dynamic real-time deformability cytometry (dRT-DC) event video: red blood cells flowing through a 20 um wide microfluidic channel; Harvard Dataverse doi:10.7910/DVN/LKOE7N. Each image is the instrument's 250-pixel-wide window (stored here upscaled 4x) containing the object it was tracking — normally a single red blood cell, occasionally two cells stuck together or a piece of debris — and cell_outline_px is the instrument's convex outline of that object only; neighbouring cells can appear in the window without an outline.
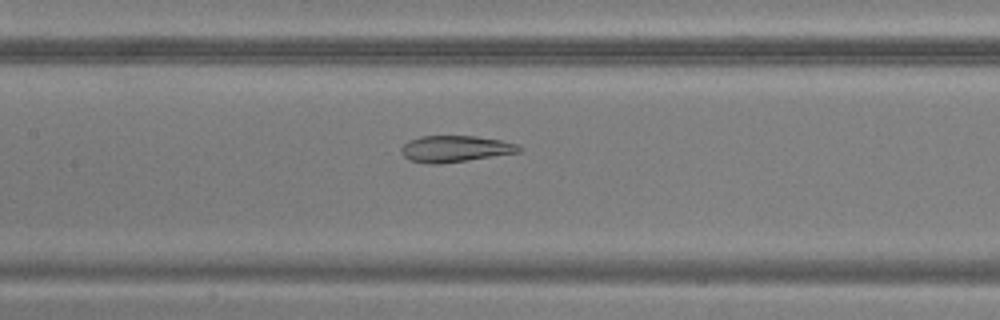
{"species": "common noctule bat (a hibernating species)", "species_latin": "Nyctalus noctula", "temperature_condition": "warm", "stored_images_in_passage": 49, "camera_frame_rate_fps": 3000, "um_per_image_px": 0.085, "animal": {"sex": "male", "body_mass_g": 20.5, "forearm_length_mm": 52.5}, "frame": {"image": 1, "passage_image": 23, "time_ms": 7.333, "image_size_px": [1000, 320], "cell_outline_px": [[524, 148], [520, 152], [468, 160], [440, 164], [432, 164], [408, 160], [400, 152], [400, 148], [408, 140], [420, 136], [476, 136], [500, 140], [516, 144]], "centroid_in_image_um": [38.66, 12.65], "position_along_channel_um": 168.7, "area_um2": 18.21}}
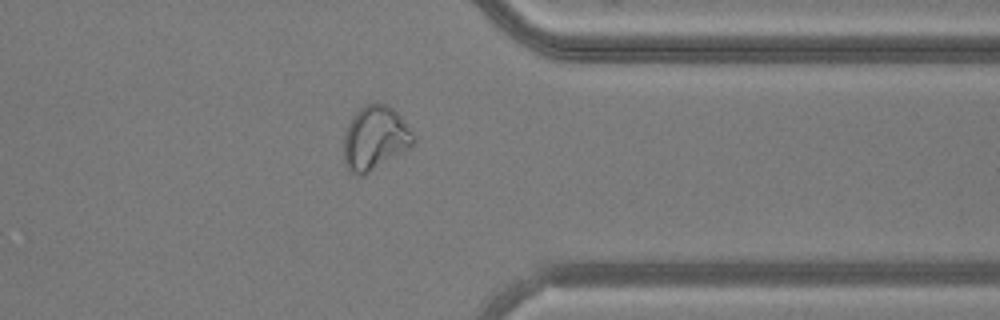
{"frame": {"image": 2, "passage_image": 39, "time_ms": 12.667, "image_size_px": [1000, 320], "cell_outline_px": [[416, 140], [408, 148], [364, 176], [360, 176], [352, 172], [344, 164], [344, 132], [352, 116], [364, 104], [384, 104], [392, 108], [400, 116]], "centroid_in_image_um": [31.83, 11.75], "position_along_channel_um": 379.6, "area_um2": 25.55}}
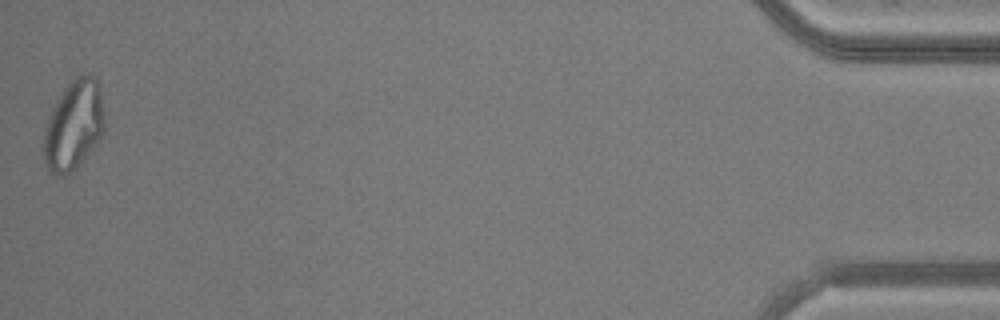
{"frame": {"image": 3, "passage_image": 49, "time_ms": 16.0, "image_size_px": [1000, 320], "cell_outline_px": [[104, 132], [96, 144], [76, 168], [64, 176], [52, 176], [48, 172], [44, 164], [44, 128], [48, 116], [56, 100], [64, 88], [76, 76], [96, 76], [100, 92], [104, 112]], "centroid_in_image_um": [6.24, 10.69], "position_along_channel_um": 429.0, "area_um2": 31.91}}